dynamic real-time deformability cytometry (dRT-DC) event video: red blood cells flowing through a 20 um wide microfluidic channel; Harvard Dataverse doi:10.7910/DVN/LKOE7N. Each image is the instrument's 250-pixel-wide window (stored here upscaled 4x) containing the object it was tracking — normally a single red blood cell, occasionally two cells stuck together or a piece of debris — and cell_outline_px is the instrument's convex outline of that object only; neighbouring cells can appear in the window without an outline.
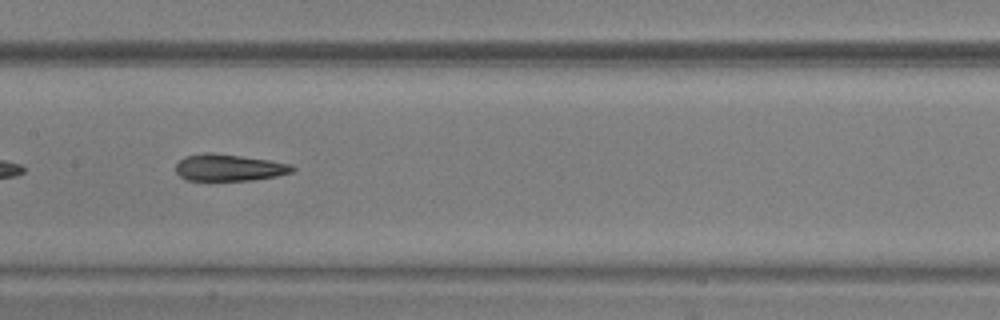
{"species": "common noctule bat (a hibernating species)", "species_latin": "Nyctalus noctula", "temperature_condition": "warm", "stored_images_in_passage": 32, "camera_frame_rate_fps": 3000, "um_per_image_px": 0.085, "animal": {"sex": "male", "body_mass_g": 20.5, "forearm_length_mm": 52.5}, "frame": {"image": 1, "passage_image": 23, "time_ms": 7.333, "image_size_px": [1000, 320], "cell_outline_px": [[296, 168], [292, 172], [276, 176], [252, 180], [188, 180], [180, 176], [176, 172], [176, 164], [184, 156], [208, 152], [240, 156], [268, 160], [292, 164]], "centroid_in_image_um": [19.47, 14.24], "position_along_channel_um": 187.9, "area_um2": 18.03}}